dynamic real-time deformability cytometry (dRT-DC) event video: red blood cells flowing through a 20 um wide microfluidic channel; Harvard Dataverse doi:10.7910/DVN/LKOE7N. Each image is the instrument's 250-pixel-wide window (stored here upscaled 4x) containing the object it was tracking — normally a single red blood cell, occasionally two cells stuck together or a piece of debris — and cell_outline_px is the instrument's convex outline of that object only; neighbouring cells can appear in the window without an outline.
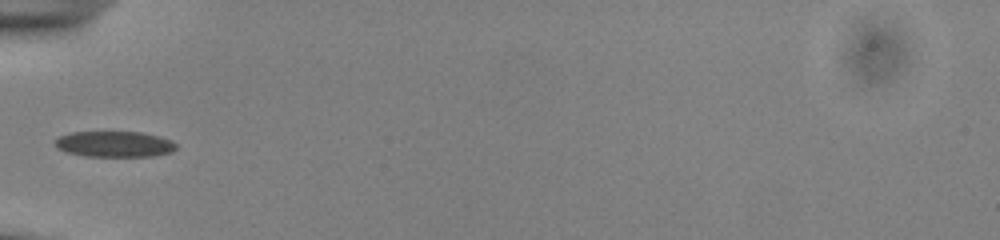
{"species": "common noctule bat (a hibernating species)", "species_latin": "Nyctalus noctula", "temperature_condition": "cold", "stored_images_in_passage": 35, "camera_frame_rate_fps": 3000, "um_per_image_px": 0.085, "animal": {"sex": "male", "body_mass_g": 13.0, "forearm_length_mm": 53.1}, "frame": {"image": 1, "passage_image": 1, "time_ms": 0.0, "image_size_px": [1000, 240], "cell_outline_px": [[176, 148], [172, 152], [152, 156], [84, 156], [68, 152], [56, 148], [52, 140], [60, 136], [72, 132], [140, 132], [160, 136], [172, 140], [176, 144]], "centroid_in_image_um": [9.71, 12.24], "position_along_channel_um": 75.3, "area_um2": 18.32}}
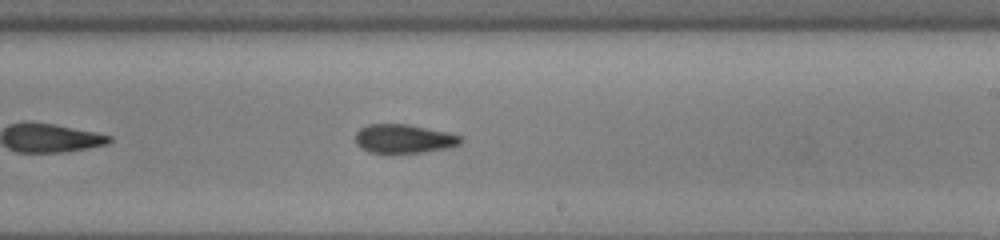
{"frame": {"image": 2, "passage_image": 15, "time_ms": 4.667, "image_size_px": [1000, 240], "cell_outline_px": [[464, 140], [460, 144], [452, 148], [420, 152], [368, 152], [360, 148], [356, 144], [356, 132], [360, 128], [368, 124], [408, 124], [448, 132], [464, 136]], "centroid_in_image_um": [34.38, 11.78], "position_along_channel_um": 254.6, "area_um2": 17.86}}
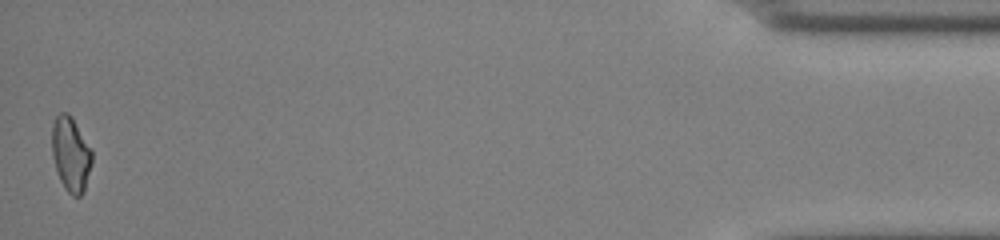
{"frame": {"image": 3, "passage_image": 35, "time_ms": 11.333, "image_size_px": [1000, 240], "cell_outline_px": [[92, 164], [84, 192], [80, 196], [72, 196], [64, 188], [60, 180], [52, 156], [52, 124], [56, 116], [60, 112], [68, 112], [72, 116], [92, 148]], "centroid_in_image_um": [6.03, 13.09], "position_along_channel_um": 429.2, "area_um2": 17.74}, "authors_computed_cell_mechanics": {"area_um2": 17.8602, "velocity_mm_per_s": 3.8555, "shape_relaxation_time_tau1_ms": 7.7082, "shape_relaxation_time_tau2_ms": 2.5146, "deformation_change_tau1": 0.1531, "deformation_change_tau2": 0.0947}}